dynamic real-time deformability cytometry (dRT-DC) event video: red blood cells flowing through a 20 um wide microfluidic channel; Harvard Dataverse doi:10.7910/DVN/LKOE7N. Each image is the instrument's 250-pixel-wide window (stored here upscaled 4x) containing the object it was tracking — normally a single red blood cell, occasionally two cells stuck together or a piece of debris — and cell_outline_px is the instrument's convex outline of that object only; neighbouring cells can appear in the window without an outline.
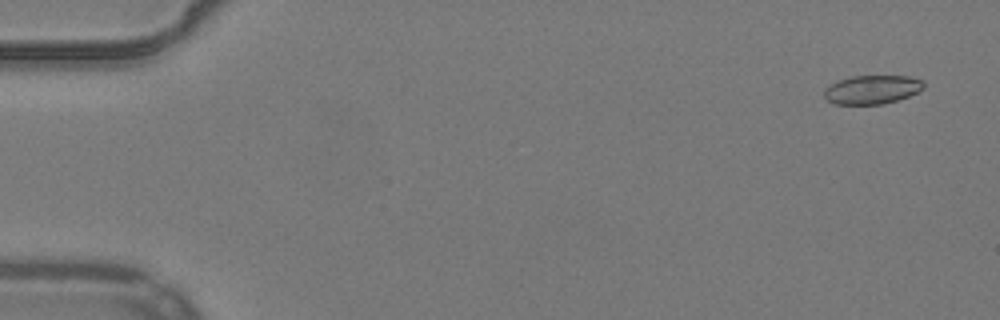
{"species": "common noctule bat (a hibernating species)", "species_latin": "Nyctalus noctula", "temperature_condition": "warm", "stored_images_in_passage": 53, "camera_frame_rate_fps": 3000, "um_per_image_px": 0.085, "animal": {"sex": "male", "body_mass_g": 19.2, "forearm_length_mm": 51.8}, "frame": {"image": 1, "passage_image": 2, "time_ms": 0.333, "image_size_px": [1000, 320], "cell_outline_px": [[924, 88], [908, 96], [884, 104], [836, 104], [828, 100], [824, 96], [824, 92], [832, 84], [840, 80], [852, 76], [908, 76], [924, 80]], "centroid_in_image_um": [74.17, 7.61], "position_along_channel_um": 10.8, "area_um2": 16.42}}
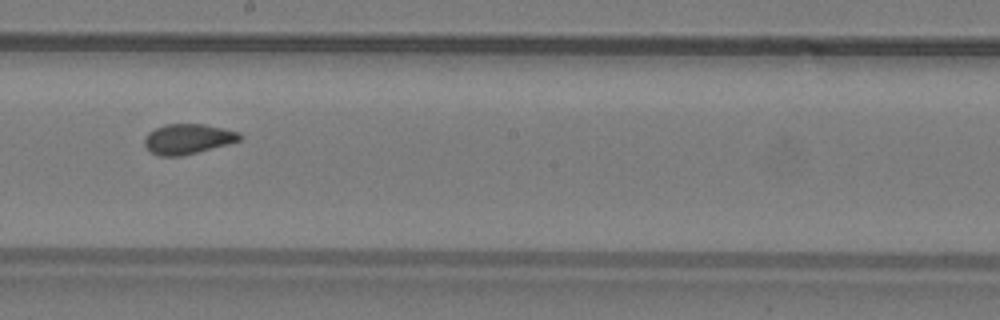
{"frame": {"image": 2, "passage_image": 30, "time_ms": 9.667, "image_size_px": [1000, 320], "cell_outline_px": [[244, 136], [240, 140], [196, 152], [180, 156], [160, 156], [152, 152], [144, 144], [144, 136], [148, 132], [164, 124], [204, 124], [224, 128], [240, 132]], "centroid_in_image_um": [15.96, 11.79], "position_along_channel_um": 232.2, "area_um2": 16.59}}
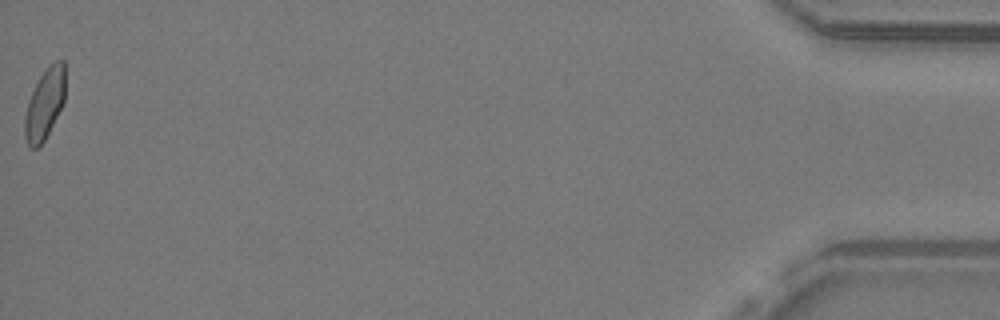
{"frame": {"image": 3, "passage_image": 53, "time_ms": 17.333, "image_size_px": [1000, 320], "cell_outline_px": [[64, 104], [44, 140], [36, 148], [28, 148], [24, 136], [24, 116], [28, 100], [40, 76], [56, 60], [64, 60]], "centroid_in_image_um": [3.78, 8.89], "position_along_channel_um": 431.4, "area_um2": 16.53}, "authors_computed_cell_mechanics": {"area_um2": 16.8776, "velocity_mm_per_s": 3.9069, "shape_relaxation_time_tau1_ms": null, "shape_relaxation_time_tau2_ms": 0.7674, "deformation_change_tau1": null, "deformation_change_tau2": 0.0532}}